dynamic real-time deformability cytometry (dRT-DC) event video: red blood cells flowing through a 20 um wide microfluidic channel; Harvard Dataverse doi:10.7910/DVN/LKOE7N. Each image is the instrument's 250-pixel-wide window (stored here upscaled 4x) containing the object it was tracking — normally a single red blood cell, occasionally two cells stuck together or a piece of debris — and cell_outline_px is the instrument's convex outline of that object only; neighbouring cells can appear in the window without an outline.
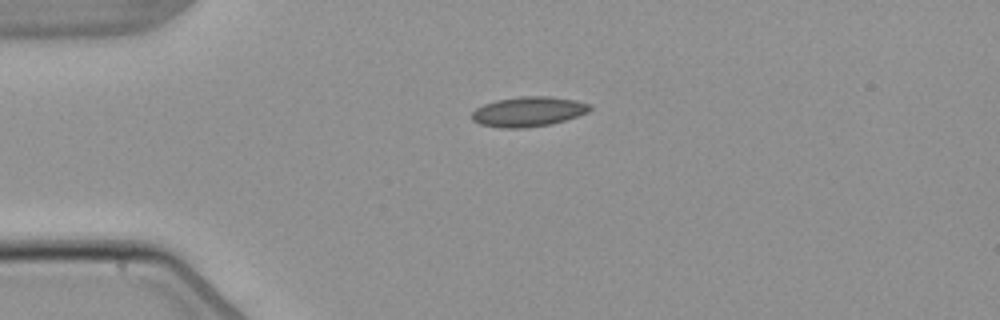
{"species": "common noctule bat (a hibernating species)", "species_latin": "Nyctalus noctula", "temperature_condition": "warm", "stored_images_in_passage": 2, "camera_frame_rate_fps": 3000, "um_per_image_px": 0.085, "animal": {"sex": "male", "body_mass_g": 21.5, "forearm_length_mm": 52.0}, "frame": {"image": 1, "passage_image": 1, "time_ms": 0.0, "image_size_px": [1000, 320], "cell_outline_px": [[592, 108], [588, 112], [552, 124], [524, 128], [504, 128], [480, 124], [472, 120], [472, 112], [476, 108], [484, 104], [496, 100], [520, 96], [548, 96], [576, 100], [592, 104]], "centroid_in_image_um": [44.92, 9.48], "position_along_channel_um": 40.1, "area_um2": 20.58}}